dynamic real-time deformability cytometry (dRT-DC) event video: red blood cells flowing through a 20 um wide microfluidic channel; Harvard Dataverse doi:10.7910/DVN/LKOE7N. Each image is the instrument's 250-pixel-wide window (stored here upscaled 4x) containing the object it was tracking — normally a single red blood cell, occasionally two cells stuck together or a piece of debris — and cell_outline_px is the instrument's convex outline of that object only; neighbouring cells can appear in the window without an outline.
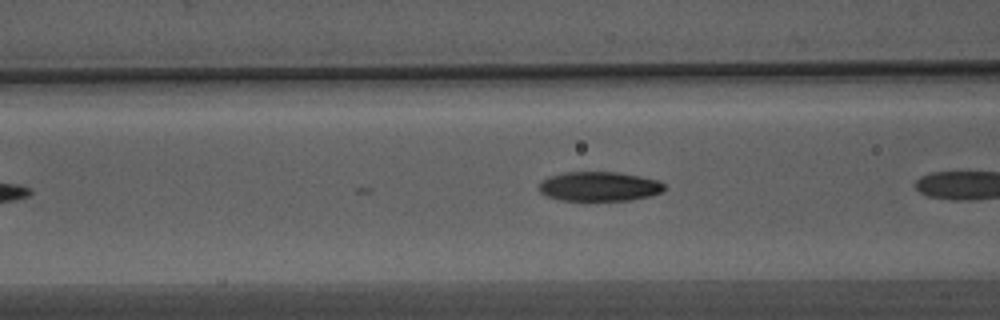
{"species": "Egyptian fruit bat (a non-hibernating species)", "species_latin": "Rousettus aegyptiacus", "temperature_condition": "warm", "stored_images_in_passage": 6, "camera_frame_rate_fps": 3000, "um_per_image_px": 0.085, "animal": {"sex": "male"}, "frame": {"image": 1, "passage_image": 5, "time_ms": 1.333, "image_size_px": [1000, 320], "cell_outline_px": [[664, 188], [660, 192], [648, 196], [632, 200], [560, 200], [548, 196], [540, 192], [536, 188], [548, 176], [564, 172], [616, 172], [656, 180], [664, 184]], "centroid_in_image_um": [50.87, 15.85], "position_along_channel_um": 115.7, "area_um2": 21.21}}